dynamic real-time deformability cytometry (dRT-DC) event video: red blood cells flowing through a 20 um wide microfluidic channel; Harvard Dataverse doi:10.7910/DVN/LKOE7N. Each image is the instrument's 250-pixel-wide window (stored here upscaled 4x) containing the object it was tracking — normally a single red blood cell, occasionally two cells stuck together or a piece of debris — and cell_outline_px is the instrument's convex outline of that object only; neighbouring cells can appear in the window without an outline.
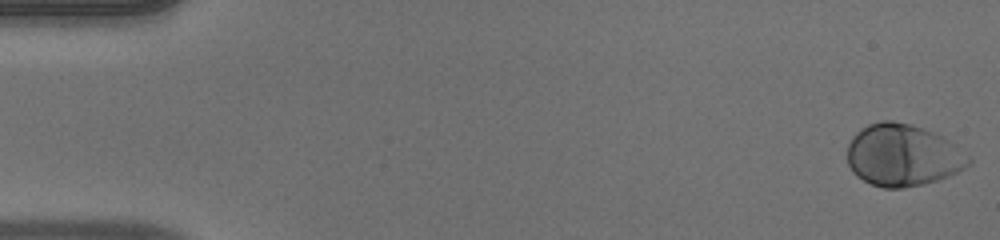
{"species": "human", "species_latin": "Homo sapiens", "temperature_condition": "warm", "stored_images_in_passage": 52, "camera_frame_rate_fps": 3000, "um_per_image_px": 0.085, "donor": {"sex": "male"}, "frame": {"image": 1, "passage_image": 1, "time_ms": 0.0, "image_size_px": [1000, 240], "cell_outline_px": [[972, 160], [964, 168], [956, 172], [936, 180], [924, 184], [904, 188], [884, 188], [872, 184], [856, 176], [852, 172], [848, 164], [848, 144], [852, 136], [860, 128], [868, 124], [884, 120], [892, 120], [912, 124], [924, 128], [944, 136]], "centroid_in_image_um": [76.7, 13.18], "position_along_channel_um": 8.3, "area_um2": 43.81}}
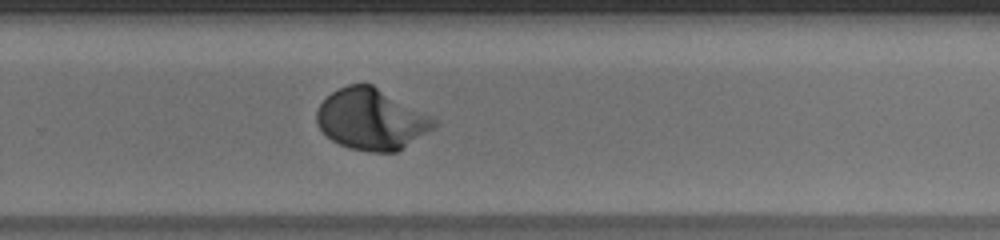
{"frame": {"image": 2, "passage_image": 35, "time_ms": 11.333, "image_size_px": [1000, 240], "cell_outline_px": [[436, 124], [432, 128], [396, 152], [368, 152], [348, 148], [332, 140], [316, 124], [316, 112], [320, 104], [332, 92], [348, 84], [372, 84], [432, 116], [436, 120]], "centroid_in_image_um": [31.54, 10.14], "position_along_channel_um": 298.3, "area_um2": 41.27}}
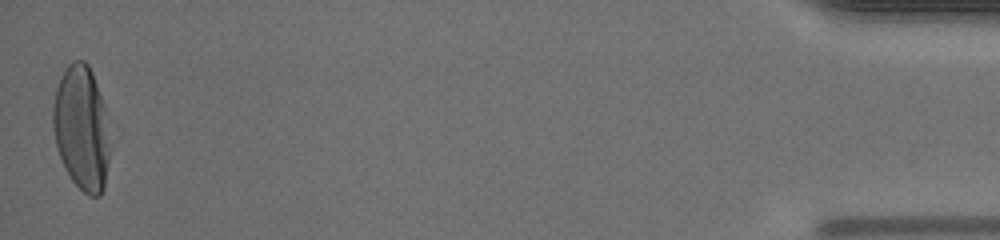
{"frame": {"image": 3, "passage_image": 52, "time_ms": 17.0, "image_size_px": [1000, 240], "cell_outline_px": [[112, 148], [104, 188], [100, 196], [88, 196], [72, 180], [60, 156], [56, 144], [52, 124], [52, 108], [56, 88], [60, 76], [68, 64], [76, 60], [84, 60], [88, 64], [92, 72], [104, 104], [112, 144]], "centroid_in_image_um": [6.97, 10.89], "position_along_channel_um": 428.2, "area_um2": 41.91}}